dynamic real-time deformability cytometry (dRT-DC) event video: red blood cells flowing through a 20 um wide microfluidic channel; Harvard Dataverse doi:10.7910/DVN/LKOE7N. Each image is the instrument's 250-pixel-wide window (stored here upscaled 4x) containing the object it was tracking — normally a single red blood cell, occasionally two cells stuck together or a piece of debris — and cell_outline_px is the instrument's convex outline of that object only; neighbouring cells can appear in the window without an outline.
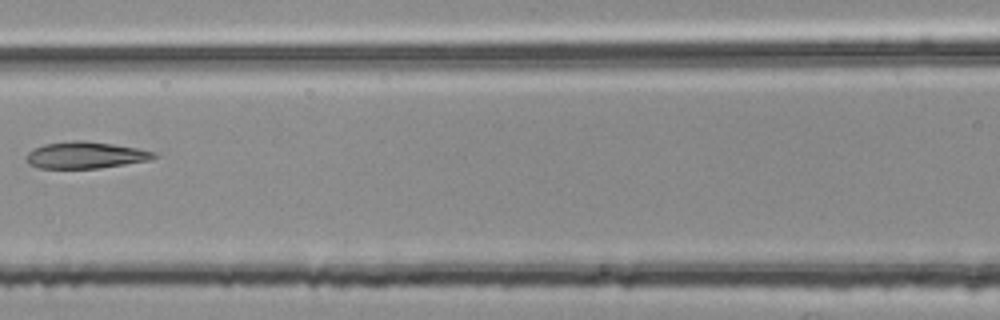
{"species": "common noctule bat (a hibernating species)", "species_latin": "Nyctalus noctula", "temperature_condition": "room temperature", "stored_images_in_passage": 6, "camera_frame_rate_fps": 3000, "um_per_image_px": 0.085, "animal": {"sex": "female", "body_mass_g": 25.1}, "frame": {"image": 1, "passage_image": 5, "time_ms": 1.333, "image_size_px": [1000, 320], "cell_outline_px": [[156, 156], [148, 160], [100, 168], [40, 168], [28, 164], [28, 152], [32, 148], [44, 144], [72, 140], [84, 140], [112, 144], [136, 148], [156, 152]], "centroid_in_image_um": [7.23, 13.18], "position_along_channel_um": 159.4, "area_um2": 19.65}}
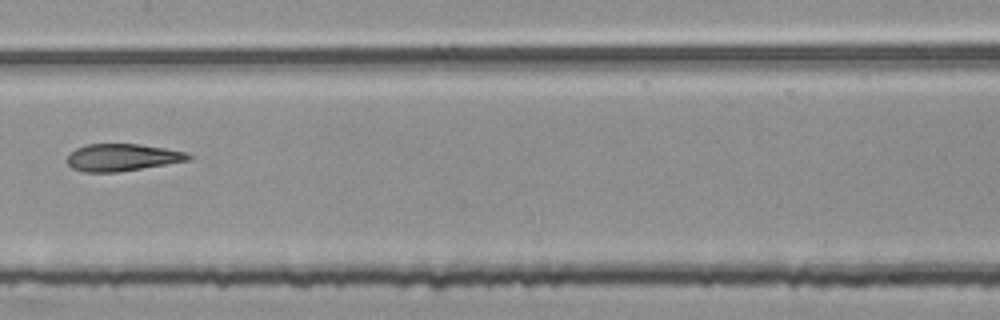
{"frame": {"image": 2, "passage_image": 6, "time_ms": 1.667, "image_size_px": [1000, 320], "cell_outline_px": [[192, 160], [116, 172], [84, 172], [72, 168], [68, 164], [68, 156], [76, 148], [88, 144], [140, 144], [188, 152], [192, 156]], "centroid_in_image_um": [10.42, 13.38], "position_along_channel_um": 197.0, "area_um2": 19.13}}